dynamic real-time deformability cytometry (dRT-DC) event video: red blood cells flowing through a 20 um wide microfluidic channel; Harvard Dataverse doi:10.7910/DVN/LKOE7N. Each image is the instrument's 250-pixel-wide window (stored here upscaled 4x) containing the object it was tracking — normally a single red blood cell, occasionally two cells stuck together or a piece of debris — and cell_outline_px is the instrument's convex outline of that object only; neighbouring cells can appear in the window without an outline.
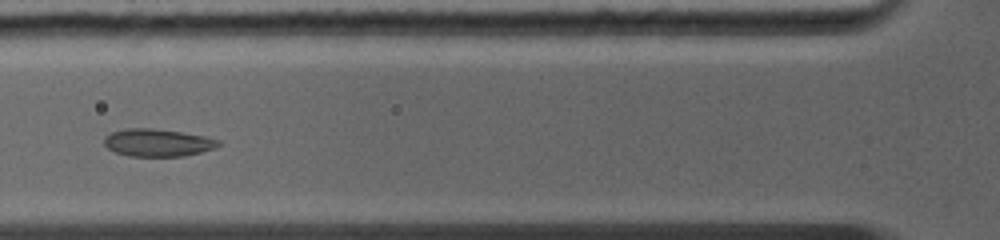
{"species": "common noctule bat (a hibernating species)", "species_latin": "Nyctalus noctula", "temperature_condition": "warm", "stored_images_in_passage": 9, "camera_frame_rate_fps": 5000, "um_per_image_px": 0.085, "animal": {"sex": "female", "body_mass_g": 19.0, "forearm_length_mm": 56.7}, "frame": {"image": 1, "passage_image": 7, "time_ms": 3.8, "image_size_px": [1000, 240], "cell_outline_px": [[220, 144], [216, 148], [184, 156], [128, 156], [116, 152], [108, 148], [104, 144], [104, 136], [112, 132], [124, 128], [152, 128], [180, 132], [204, 136], [220, 140]], "centroid_in_image_um": [13.39, 12.12], "position_along_channel_um": 112.4, "area_um2": 18.32}}
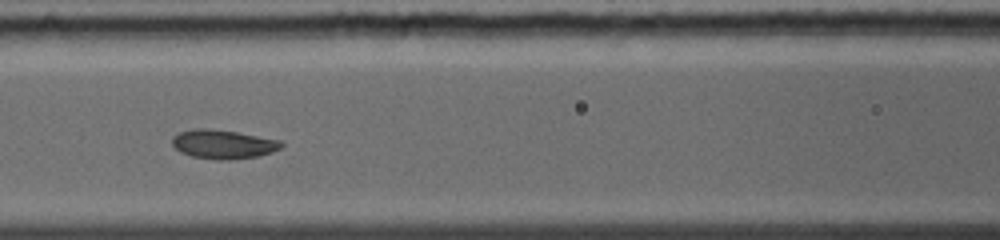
{"frame": {"image": 2, "passage_image": 8, "time_ms": 4.6, "image_size_px": [1000, 240], "cell_outline_px": [[284, 144], [280, 148], [272, 152], [256, 156], [232, 160], [216, 160], [192, 156], [180, 152], [172, 144], [172, 136], [180, 132], [192, 128], [208, 128], [236, 132], [280, 140]], "centroid_in_image_um": [18.94, 12.26], "position_along_channel_um": 147.7, "area_um2": 18.44}}